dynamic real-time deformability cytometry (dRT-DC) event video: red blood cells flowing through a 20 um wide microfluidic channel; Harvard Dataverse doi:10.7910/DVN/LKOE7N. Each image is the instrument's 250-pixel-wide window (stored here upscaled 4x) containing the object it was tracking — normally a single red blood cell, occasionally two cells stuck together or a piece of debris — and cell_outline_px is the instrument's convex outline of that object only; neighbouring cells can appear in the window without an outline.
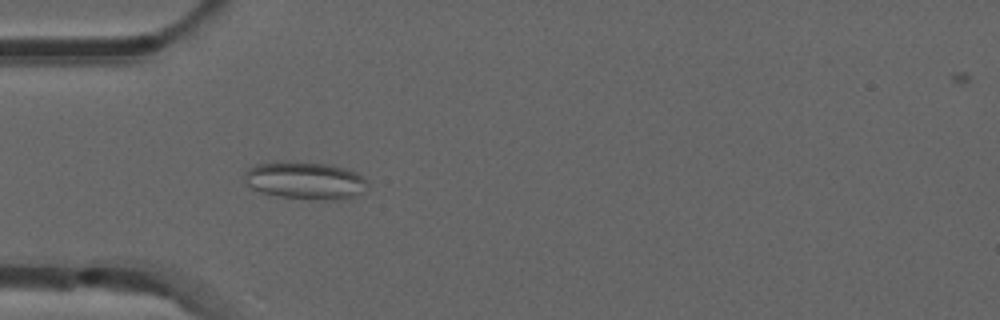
{"species": "common noctule bat (a hibernating species)", "species_latin": "Nyctalus noctula", "temperature_condition": "room temperature", "stored_images_in_passage": 44, "camera_frame_rate_fps": 3000, "um_per_image_px": 0.085, "animal": {"sex": "male", "forearm_length_mm": 52.5}, "frame": {"image": 1, "passage_image": 8, "time_ms": 2.333, "image_size_px": [1000, 320], "cell_outline_px": [[368, 184], [364, 192], [356, 196], [336, 200], [320, 200], [280, 196], [260, 192], [252, 188], [248, 184], [244, 176], [244, 172], [248, 168], [256, 164], [328, 164], [344, 168], [356, 172], [364, 176], [368, 180]], "centroid_in_image_um": [26.02, 15.39], "position_along_channel_um": 59.0, "area_um2": 26.24}}
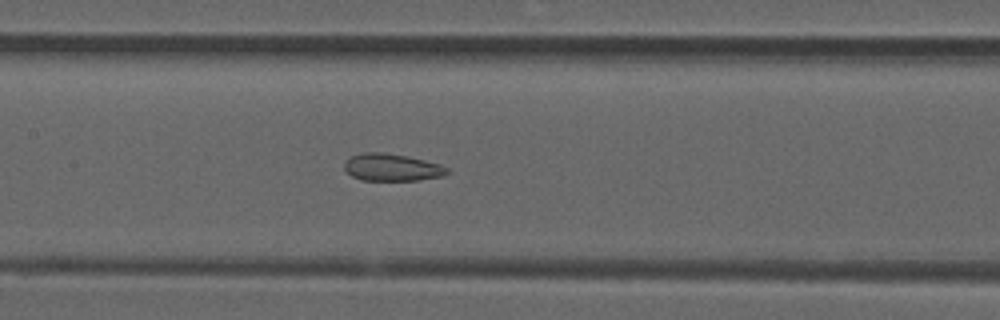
{"frame": {"image": 2, "passage_image": 17, "time_ms": 5.333, "image_size_px": [1000, 320], "cell_outline_px": [[448, 172], [444, 176], [420, 180], [360, 180], [352, 176], [344, 168], [344, 164], [348, 156], [364, 152], [380, 152], [408, 156], [440, 164], [448, 168]], "centroid_in_image_um": [33.29, 14.22], "position_along_channel_um": 174.1, "area_um2": 16.42}}
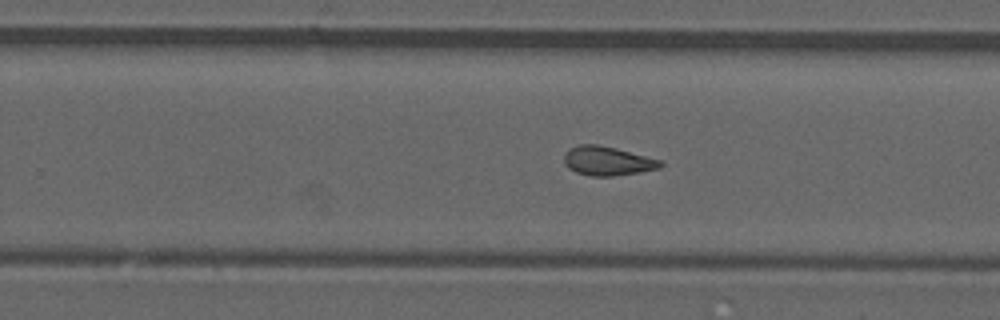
{"frame": {"image": 3, "passage_image": 25, "time_ms": 8.0, "image_size_px": [1000, 320], "cell_outline_px": [[664, 164], [660, 168], [640, 172], [612, 176], [592, 176], [576, 172], [568, 168], [564, 164], [564, 152], [568, 148], [580, 144], [596, 144], [616, 148], [660, 160]], "centroid_in_image_um": [51.59, 13.67], "position_along_channel_um": 278.2, "area_um2": 16.36}, "authors_computed_cell_mechanics": {"area_um2": 16.3863, "velocity_mm_per_s": 3.9276, "shape_relaxation_time_tau1_ms": null, "shape_relaxation_time_tau2_ms": 2.5483, "deformation_change_tau1": null, "deformation_change_tau2": 0.0933}}